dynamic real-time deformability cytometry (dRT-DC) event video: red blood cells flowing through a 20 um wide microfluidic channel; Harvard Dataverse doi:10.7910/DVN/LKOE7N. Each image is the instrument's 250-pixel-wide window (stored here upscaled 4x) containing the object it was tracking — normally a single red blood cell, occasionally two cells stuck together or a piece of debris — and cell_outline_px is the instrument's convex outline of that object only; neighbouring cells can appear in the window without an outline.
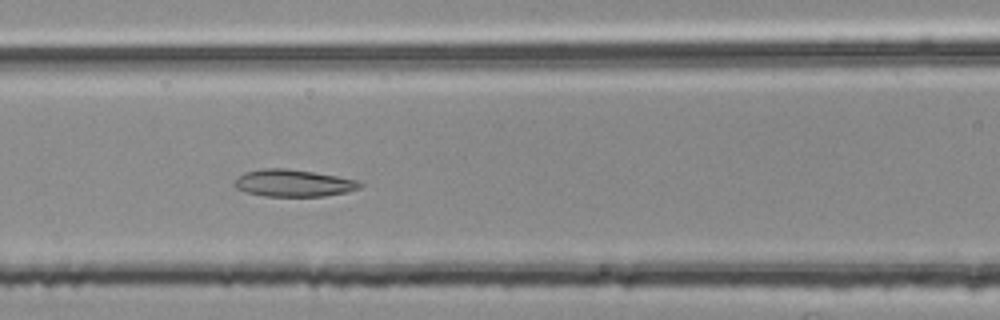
{"species": "common noctule bat (a hibernating species)", "species_latin": "Nyctalus noctula", "temperature_condition": "room temperature", "stored_images_in_passage": 52, "segment_of_instrument_passage": [2, 2], "camera_frame_rate_fps": 3000, "um_per_image_px": 0.085, "animal": {"sex": "female", "body_mass_g": 25.1}, "frame": {"image": 1, "passage_image": 23, "time_ms": 7.333, "image_size_px": [1000, 320], "cell_outline_px": [[364, 184], [360, 188], [344, 192], [324, 196], [264, 196], [248, 192], [236, 188], [232, 184], [244, 172], [260, 168], [284, 168], [312, 172], [336, 176], [356, 180]], "centroid_in_image_um": [24.91, 15.56], "position_along_channel_um": 141.7, "area_um2": 19.59}}
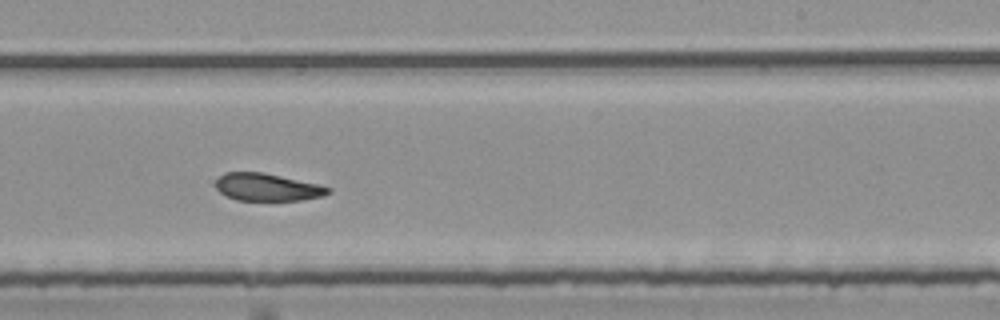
{"frame": {"image": 2, "passage_image": 33, "time_ms": 10.667, "image_size_px": [1000, 320], "cell_outline_px": [[332, 192], [320, 196], [300, 200], [236, 200], [220, 192], [216, 188], [216, 180], [224, 172], [260, 172], [280, 176], [316, 184], [332, 188]], "centroid_in_image_um": [22.69, 15.91], "position_along_channel_um": 266.3, "area_um2": 17.69}}
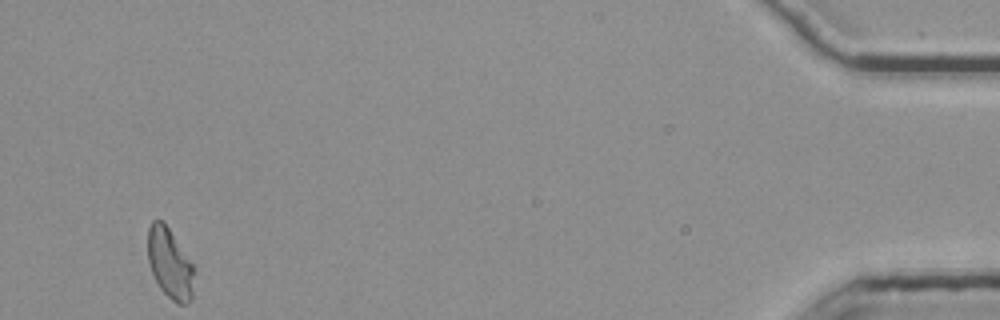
{"frame": {"image": 3, "passage_image": 52, "time_ms": 17.0, "image_size_px": [1000, 320], "cell_outline_px": [[192, 300], [188, 304], [176, 304], [160, 288], [152, 272], [148, 260], [148, 228], [152, 220], [160, 220], [168, 228], [192, 264]], "centroid_in_image_um": [14.41, 22.42], "position_along_channel_um": 420.8, "area_um2": 18.38}}